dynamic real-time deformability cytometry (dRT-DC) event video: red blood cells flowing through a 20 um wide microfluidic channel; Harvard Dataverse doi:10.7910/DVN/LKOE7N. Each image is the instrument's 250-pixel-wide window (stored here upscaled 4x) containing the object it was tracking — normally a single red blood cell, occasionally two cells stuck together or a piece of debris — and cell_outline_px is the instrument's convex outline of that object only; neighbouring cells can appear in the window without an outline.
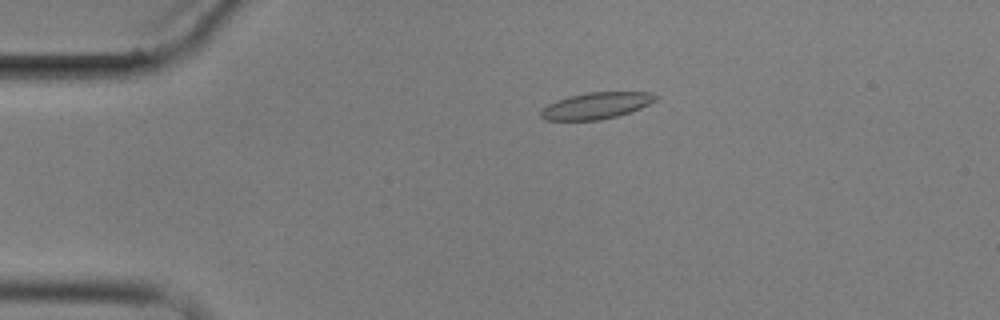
{"species": "common noctule bat (a hibernating species)", "species_latin": "Nyctalus noctula", "temperature_condition": "cold", "stored_images_in_passage": 5, "camera_frame_rate_fps": 3000, "um_per_image_px": 0.085, "animal": {"sex": "male", "body_mass_g": 17.9}, "frame": {"image": 1, "passage_image": 4, "time_ms": 3.333, "image_size_px": [1000, 320], "cell_outline_px": [[660, 96], [656, 100], [640, 108], [616, 116], [600, 120], [544, 120], [540, 116], [540, 112], [548, 104], [572, 96], [588, 92], [648, 92]], "centroid_in_image_um": [50.7, 8.98], "position_along_channel_um": 34.3, "area_um2": 17.4}}